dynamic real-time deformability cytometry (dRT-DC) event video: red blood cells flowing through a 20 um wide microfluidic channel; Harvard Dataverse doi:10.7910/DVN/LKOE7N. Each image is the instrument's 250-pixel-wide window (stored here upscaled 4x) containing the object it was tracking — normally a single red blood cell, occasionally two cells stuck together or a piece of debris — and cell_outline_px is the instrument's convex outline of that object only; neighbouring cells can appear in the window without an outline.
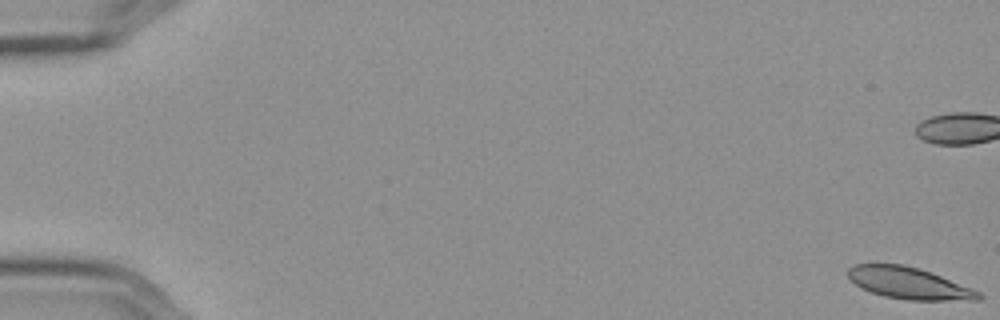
{"species": "Egyptian fruit bat (a non-hibernating species)", "species_latin": "Rousettus aegyptiacus", "temperature_condition": "cold", "stored_images_in_passage": 59, "camera_frame_rate_fps": 3000, "um_per_image_px": 0.085, "frame": {"image": 1, "passage_image": 1, "time_ms": 0.0, "image_size_px": [1000, 320], "cell_outline_px": [[980, 300], [908, 300], [884, 296], [872, 292], [856, 284], [848, 276], [848, 268], [856, 264], [904, 264], [940, 276], [980, 292]], "centroid_in_image_um": [77.23, 24.07], "position_along_channel_um": 7.8, "area_um2": 23.47}}
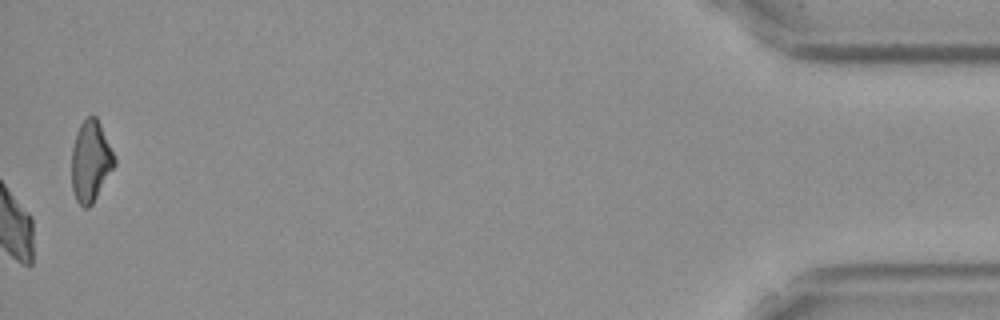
{"frame": {"image": 2, "passage_image": 59, "time_ms": 19.333, "image_size_px": [1000, 320], "cell_outline_px": [[116, 164], [92, 204], [88, 208], [84, 208], [76, 200], [72, 188], [72, 148], [76, 132], [80, 124], [88, 116], [96, 116], [100, 124], [116, 160]], "centroid_in_image_um": [7.69, 13.71], "position_along_channel_um": 427.5, "area_um2": 20.0}, "authors_computed_cell_mechanics": {"area_um2": 24.9696, "velocity_mm_per_s": 3.5661, "shape_relaxation_time_tau1_ms": null, "shape_relaxation_time_tau2_ms": 7.2096, "deformation_change_tau1": null, "deformation_change_tau2": 0.1598}}